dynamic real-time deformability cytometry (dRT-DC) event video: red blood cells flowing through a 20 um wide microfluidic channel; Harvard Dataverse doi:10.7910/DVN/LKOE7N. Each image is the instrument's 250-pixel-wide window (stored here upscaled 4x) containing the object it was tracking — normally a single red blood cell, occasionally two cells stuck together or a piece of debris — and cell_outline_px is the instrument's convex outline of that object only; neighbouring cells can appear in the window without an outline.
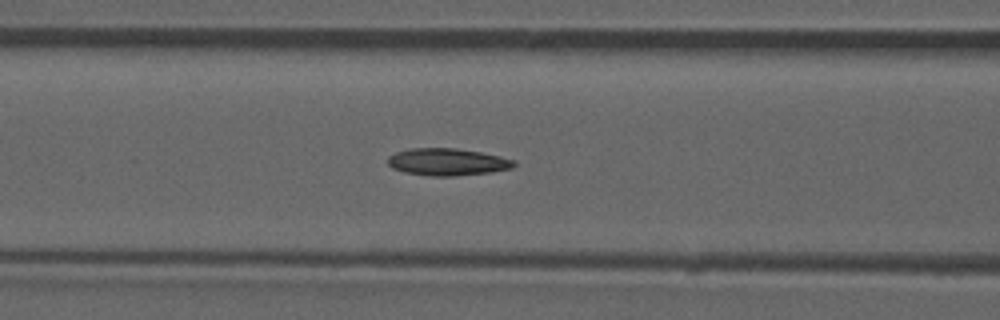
{"species": "common noctule bat (a hibernating species)", "species_latin": "Nyctalus noctula", "temperature_condition": "room temperature", "stored_images_in_passage": 37, "camera_frame_rate_fps": 3000, "um_per_image_px": 0.085, "animal": {"sex": "male", "forearm_length_mm": 52.5}, "frame": {"image": 1, "passage_image": 6, "time_ms": 1.667, "image_size_px": [1000, 320], "cell_outline_px": [[516, 164], [512, 168], [492, 172], [452, 176], [428, 176], [404, 172], [392, 168], [388, 164], [388, 156], [396, 152], [408, 148], [456, 148], [480, 152], [500, 156], [516, 160]], "centroid_in_image_um": [38.02, 13.76], "position_along_channel_um": 128.6, "area_um2": 20.11}, "authors_computed_cell_mechanics": {"area_um2": 19.1318, "velocity_mm_per_s": 3.8527, "shape_relaxation_time_tau1_ms": null, "shape_relaxation_time_tau2_ms": 8.4298, "deformation_change_tau1": null, "deformation_change_tau2": 0.1555}}